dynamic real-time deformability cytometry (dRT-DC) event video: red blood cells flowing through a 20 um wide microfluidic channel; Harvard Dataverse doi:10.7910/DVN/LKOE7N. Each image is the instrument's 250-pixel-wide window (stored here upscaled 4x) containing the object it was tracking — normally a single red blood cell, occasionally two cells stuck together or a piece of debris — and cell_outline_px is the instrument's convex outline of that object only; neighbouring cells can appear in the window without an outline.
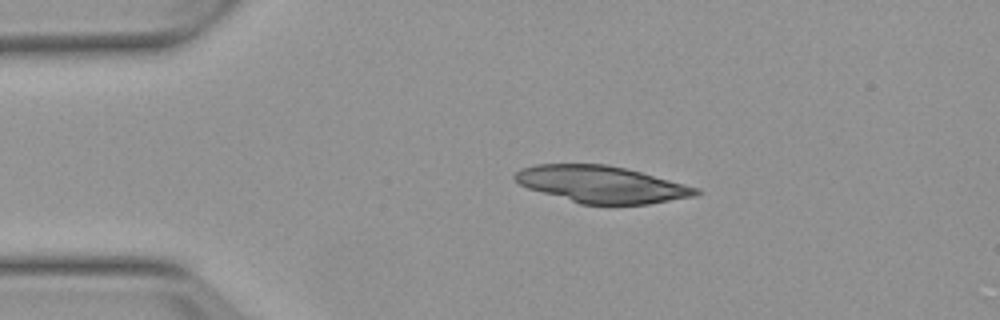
{"species": "Egyptian fruit bat (a non-hibernating species)", "species_latin": "Rousettus aegyptiacus", "temperature_condition": "warm", "stored_images_in_passage": 43, "camera_frame_rate_fps": 3000, "um_per_image_px": 0.085, "animal": {"sex": "female"}, "frame": {"image": 1, "passage_image": 1, "time_ms": 0.0, "image_size_px": [1000, 320], "cell_outline_px": [[700, 192], [692, 196], [648, 204], [580, 204], [528, 188], [520, 184], [512, 176], [520, 168], [536, 164], [608, 164], [640, 172], [700, 188]], "centroid_in_image_um": [51.09, 15.66], "position_along_channel_um": 33.9, "area_um2": 38.49}}